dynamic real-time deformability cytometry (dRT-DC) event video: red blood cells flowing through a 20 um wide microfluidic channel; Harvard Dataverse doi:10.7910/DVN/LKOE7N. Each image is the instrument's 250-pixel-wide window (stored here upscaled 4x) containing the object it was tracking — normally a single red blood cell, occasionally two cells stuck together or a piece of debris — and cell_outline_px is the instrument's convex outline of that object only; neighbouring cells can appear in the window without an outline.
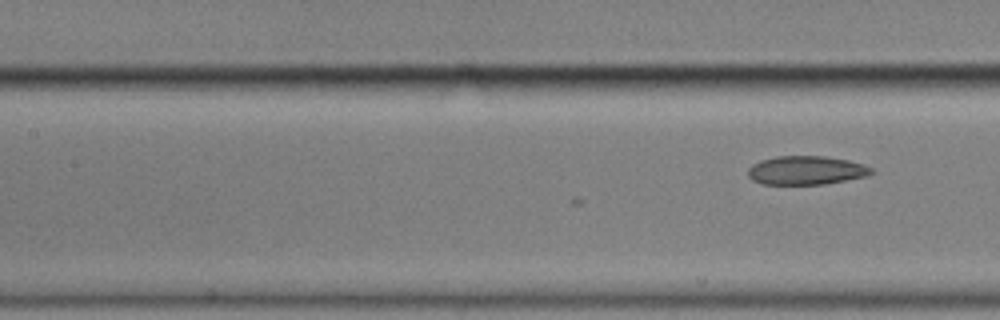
{"species": "common noctule bat (a hibernating species)", "species_latin": "Nyctalus noctula", "temperature_condition": "cold", "stored_images_in_passage": 10, "camera_frame_rate_fps": 3000, "um_per_image_px": 0.085, "animal": {"sex": "male", "body_mass_g": 17.9}, "frame": {"image": 1, "passage_image": 10, "time_ms": 3.0, "image_size_px": [1000, 320], "cell_outline_px": [[872, 172], [864, 176], [824, 184], [764, 184], [752, 180], [748, 176], [748, 168], [752, 164], [760, 160], [776, 156], [824, 156], [848, 160], [864, 164], [872, 168]], "centroid_in_image_um": [68.47, 14.47], "position_along_channel_um": 138.9, "area_um2": 20.52}}